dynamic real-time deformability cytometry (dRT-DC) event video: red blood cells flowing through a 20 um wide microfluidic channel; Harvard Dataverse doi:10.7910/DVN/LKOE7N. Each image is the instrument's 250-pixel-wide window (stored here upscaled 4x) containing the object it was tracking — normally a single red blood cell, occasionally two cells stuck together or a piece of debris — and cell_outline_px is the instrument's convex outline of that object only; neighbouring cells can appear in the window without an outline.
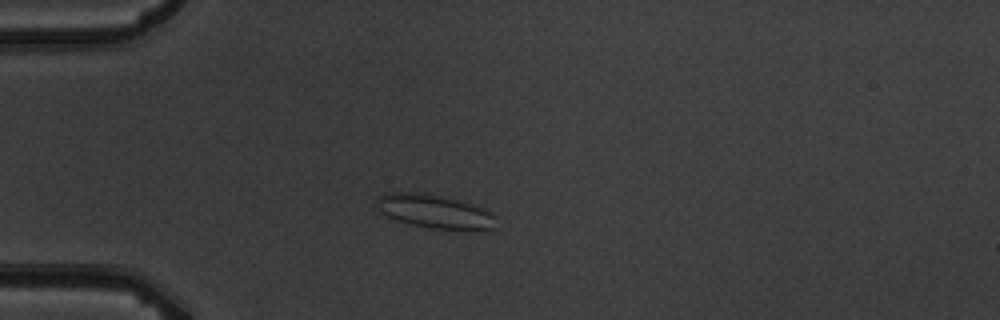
{"species": "common noctule bat (a hibernating species)", "species_latin": "Nyctalus noctula", "temperature_condition": "warm", "stored_images_in_passage": 3, "camera_frame_rate_fps": 3000, "um_per_image_px": 0.085, "animal": {"sex": "male", "body_mass_g": 19.5, "forearm_length_mm": 54.6}, "frame": {"image": 1, "passage_image": 3, "time_ms": 2.333, "image_size_px": [1000, 320], "cell_outline_px": [[496, 228], [432, 228], [412, 224], [388, 216], [380, 208], [376, 200], [376, 196], [388, 192], [424, 192], [472, 204], [484, 208], [496, 216]], "centroid_in_image_um": [36.94, 17.93], "position_along_channel_um": 48.1, "area_um2": 22.72}}